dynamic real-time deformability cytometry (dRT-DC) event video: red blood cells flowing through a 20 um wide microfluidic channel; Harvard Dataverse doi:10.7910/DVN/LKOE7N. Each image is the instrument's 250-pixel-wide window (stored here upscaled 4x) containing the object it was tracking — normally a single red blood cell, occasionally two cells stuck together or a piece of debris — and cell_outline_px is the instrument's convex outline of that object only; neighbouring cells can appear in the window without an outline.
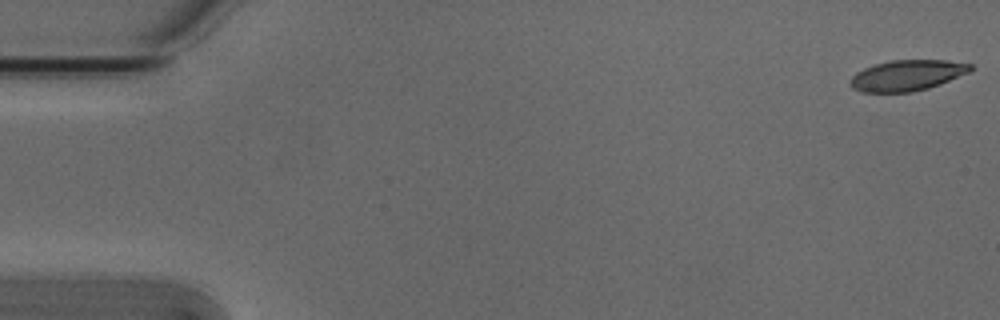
{"species": "Egyptian fruit bat (a non-hibernating species)", "species_latin": "Rousettus aegyptiacus", "temperature_condition": "cold", "stored_images_in_passage": 4, "camera_frame_rate_fps": 3000, "um_per_image_px": 0.085, "animal": {"sex": "male"}, "frame": {"image": 1, "passage_image": 1, "time_ms": 0.0, "image_size_px": [1000, 320], "cell_outline_px": [[972, 68], [968, 72], [940, 84], [928, 88], [912, 92], [864, 92], [852, 88], [848, 84], [852, 76], [856, 72], [864, 68], [876, 64], [892, 60], [944, 60], [972, 64]], "centroid_in_image_um": [77.07, 6.41], "position_along_channel_um": 7.9, "area_um2": 21.39}}